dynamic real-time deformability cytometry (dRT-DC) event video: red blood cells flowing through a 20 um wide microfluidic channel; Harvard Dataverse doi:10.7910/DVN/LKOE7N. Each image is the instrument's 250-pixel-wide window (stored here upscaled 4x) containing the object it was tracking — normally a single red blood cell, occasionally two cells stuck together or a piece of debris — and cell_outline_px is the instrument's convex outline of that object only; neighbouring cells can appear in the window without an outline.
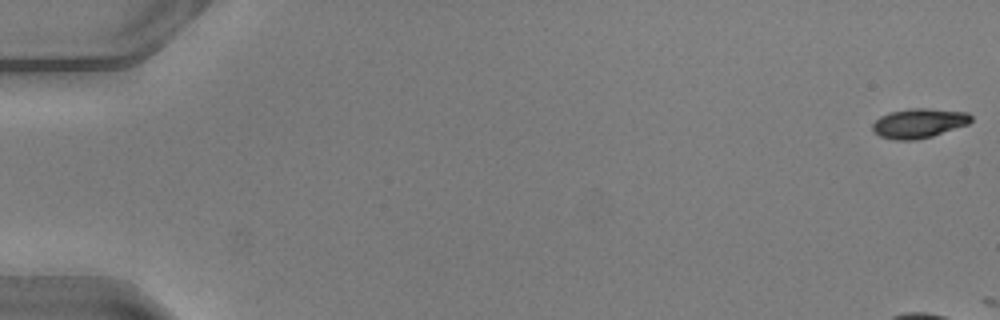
{"species": "common noctule bat (a hibernating species)", "species_latin": "Nyctalus noctula", "temperature_condition": "warm", "stored_images_in_passage": 5, "camera_frame_rate_fps": 3000, "um_per_image_px": 0.085, "animal": {"sex": "male", "body_mass_g": 20.5, "forearm_length_mm": 52.5}, "frame": {"image": 1, "passage_image": 1, "time_ms": 0.0, "image_size_px": [1000, 320], "cell_outline_px": [[972, 120], [968, 124], [932, 136], [916, 140], [896, 140], [880, 136], [872, 128], [872, 124], [880, 116], [888, 112], [912, 108], [924, 108], [968, 112], [972, 116]], "centroid_in_image_um": [78.11, 10.46], "position_along_channel_um": 6.9, "area_um2": 16.88}}